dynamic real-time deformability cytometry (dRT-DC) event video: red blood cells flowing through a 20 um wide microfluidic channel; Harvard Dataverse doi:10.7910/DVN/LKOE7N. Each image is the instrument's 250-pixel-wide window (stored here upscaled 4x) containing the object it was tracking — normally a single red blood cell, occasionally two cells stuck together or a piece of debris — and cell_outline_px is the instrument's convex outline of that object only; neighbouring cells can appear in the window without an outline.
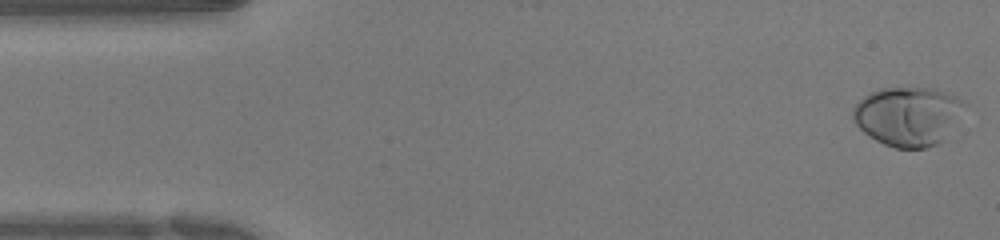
{"species": "human", "species_latin": "Homo sapiens", "temperature_condition": "warm", "stored_images_in_passage": 50, "camera_frame_rate_fps": 3000, "um_per_image_px": 0.085, "donor": {"sex": "female"}, "frame": {"image": 1, "passage_image": 1, "time_ms": 0.0, "image_size_px": [1000, 240], "cell_outline_px": [[964, 100], [944, 140], [936, 144], [924, 148], [896, 148], [884, 144], [876, 140], [864, 132], [856, 124], [852, 116], [852, 108], [864, 96], [880, 88], [932, 88], [956, 96]], "centroid_in_image_um": [77.1, 9.87], "position_along_channel_um": 7.9, "area_um2": 37.51}}
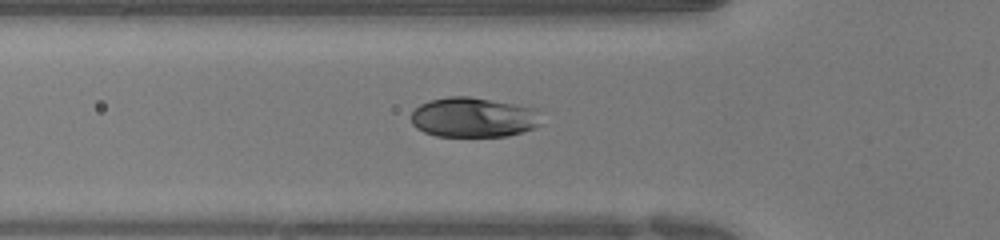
{"frame": {"image": 2, "passage_image": 16, "time_ms": 5.0, "image_size_px": [1000, 240], "cell_outline_px": [[540, 124], [536, 128], [508, 136], [436, 136], [424, 132], [416, 128], [412, 124], [412, 112], [420, 104], [428, 100], [448, 96], [468, 96], [516, 104], [536, 108]], "centroid_in_image_um": [40.23, 9.97], "position_along_channel_um": 85.6, "area_um2": 30.35}}
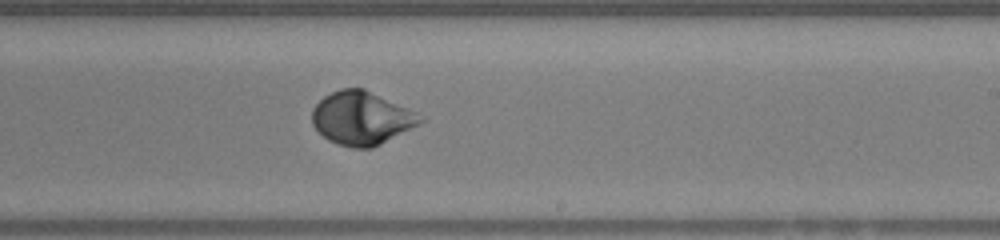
{"frame": {"image": 3, "passage_image": 29, "time_ms": 9.333, "image_size_px": [1000, 240], "cell_outline_px": [[424, 120], [380, 144], [372, 148], [352, 148], [328, 140], [312, 124], [312, 108], [324, 96], [340, 88], [364, 88], [408, 108], [416, 112]], "centroid_in_image_um": [30.69, 10.03], "position_along_channel_um": 258.3, "area_um2": 33.06}, "authors_computed_cell_mechanics": {"area_um2": 32.657, "velocity_mm_per_s": 3.9865, "shape_relaxation_time_tau1_ms": 3.0245, "shape_relaxation_time_tau2_ms": null, "deformation_change_tau1": 0.181, "deformation_change_tau2": null}}